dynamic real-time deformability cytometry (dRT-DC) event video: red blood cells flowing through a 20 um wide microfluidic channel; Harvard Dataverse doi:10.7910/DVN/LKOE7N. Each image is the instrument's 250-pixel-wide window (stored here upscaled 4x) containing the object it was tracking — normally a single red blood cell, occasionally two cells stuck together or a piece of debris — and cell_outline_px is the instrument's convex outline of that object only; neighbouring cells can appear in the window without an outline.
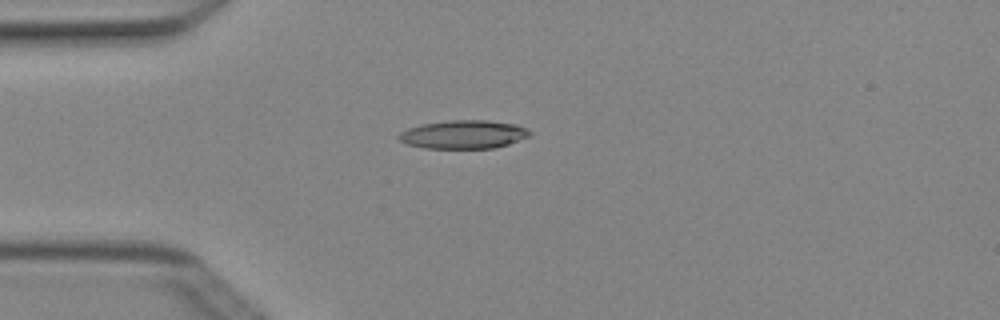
{"species": "Egyptian fruit bat (a non-hibernating species)", "species_latin": "Rousettus aegyptiacus", "temperature_condition": "cold", "stored_images_in_passage": 4, "camera_frame_rate_fps": 3000, "um_per_image_px": 0.085, "animal": {"sex": "female"}, "frame": {"image": 1, "passage_image": 4, "time_ms": 1.0, "image_size_px": [1000, 320], "cell_outline_px": [[532, 136], [508, 144], [492, 148], [424, 148], [408, 144], [400, 140], [396, 136], [400, 132], [408, 128], [420, 124], [452, 120], [488, 120], [516, 124], [532, 132]], "centroid_in_image_um": [39.41, 11.42], "position_along_channel_um": 45.6, "area_um2": 21.73}}